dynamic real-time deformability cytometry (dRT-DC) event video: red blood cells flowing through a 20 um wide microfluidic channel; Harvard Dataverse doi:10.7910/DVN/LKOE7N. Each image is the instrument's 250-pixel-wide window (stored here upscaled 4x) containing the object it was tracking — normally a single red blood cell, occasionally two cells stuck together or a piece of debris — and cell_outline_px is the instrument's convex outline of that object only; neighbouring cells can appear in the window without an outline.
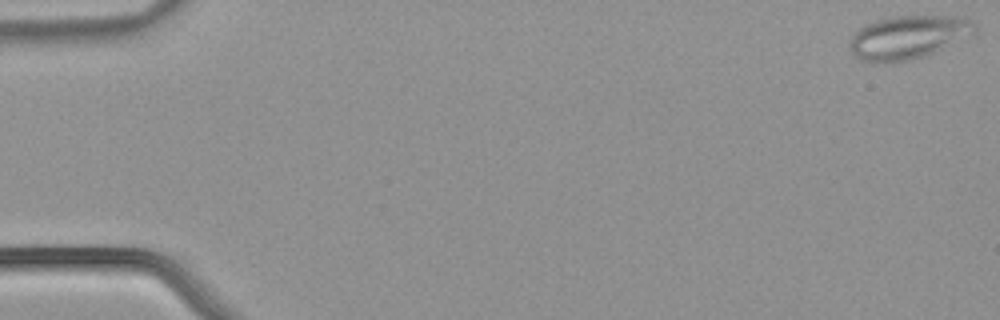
{"species": "common noctule bat (a hibernating species)", "species_latin": "Nyctalus noctula", "temperature_condition": "warm", "stored_images_in_passage": 52, "camera_frame_rate_fps": 3000, "um_per_image_px": 0.085, "animal": {"sex": "male", "body_mass_g": 21.5, "forearm_length_mm": 52.0}, "frame": {"image": 1, "passage_image": 1, "time_ms": 0.0, "image_size_px": [1000, 320], "cell_outline_px": [[980, 28], [976, 32], [924, 56], [908, 60], [876, 64], [860, 60], [852, 52], [852, 36], [864, 24], [876, 20], [892, 16], [956, 16], [972, 20]], "centroid_in_image_um": [77.2, 3.15], "position_along_channel_um": 7.8, "area_um2": 31.39}}
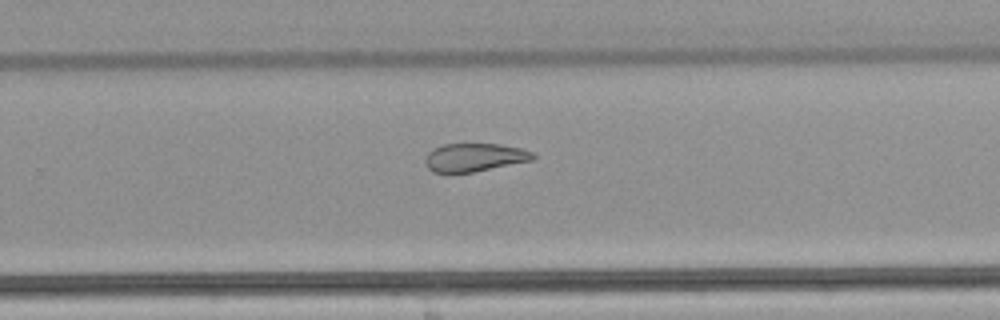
{"frame": {"image": 2, "passage_image": 34, "time_ms": 11.0, "image_size_px": [1000, 320], "cell_outline_px": [[536, 156], [532, 160], [472, 172], [432, 172], [424, 164], [424, 160], [428, 152], [432, 148], [444, 144], [500, 144], [520, 148], [532, 152]], "centroid_in_image_um": [40.28, 13.37], "position_along_channel_um": 289.5, "area_um2": 17.63}}
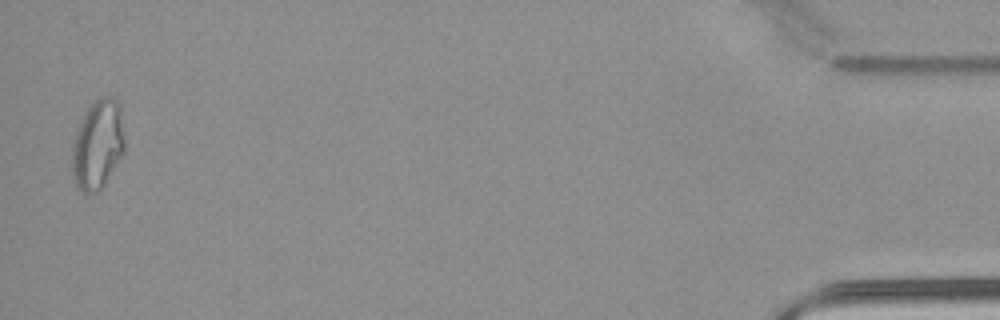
{"frame": {"image": 3, "passage_image": 51, "time_ms": 16.667, "image_size_px": [1000, 320], "cell_outline_px": [[124, 152], [100, 188], [96, 192], [84, 192], [76, 188], [72, 172], [72, 144], [76, 128], [84, 112], [92, 100], [100, 96], [112, 96], [120, 104], [124, 140]], "centroid_in_image_um": [8.27, 12.22], "position_along_channel_um": 426.9, "area_um2": 27.51}, "authors_computed_cell_mechanics": {"area_um2": 23.5246, "velocity_mm_per_s": 3.983, "shape_relaxation_time_tau1_ms": null, "shape_relaxation_time_tau2_ms": 3.2697, "deformation_change_tau1": null, "deformation_change_tau2": 0.1092}}